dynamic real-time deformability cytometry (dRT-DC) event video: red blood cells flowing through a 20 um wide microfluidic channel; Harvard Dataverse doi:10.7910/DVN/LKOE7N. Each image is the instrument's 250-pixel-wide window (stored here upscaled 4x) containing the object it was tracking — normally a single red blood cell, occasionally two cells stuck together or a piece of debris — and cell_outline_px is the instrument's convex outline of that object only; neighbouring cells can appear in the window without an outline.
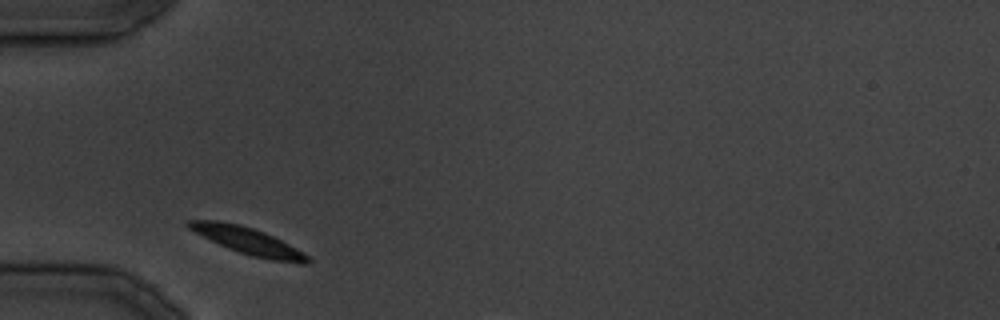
{"species": "common noctule bat (a hibernating species)", "species_latin": "Nyctalus noctula", "temperature_condition": "cold", "stored_images_in_passage": 13, "camera_frame_rate_fps": 3000, "um_per_image_px": 0.085, "animal": {"sex": "male", "body_mass_g": 19.5, "forearm_length_mm": 54.6}, "frame": {"image": 1, "passage_image": 1, "time_ms": 0.0, "image_size_px": [1000, 320], "cell_outline_px": [[312, 264], [300, 264], [272, 260], [252, 256], [228, 248], [188, 228], [184, 224], [188, 220], [216, 220], [240, 224], [264, 232], [304, 252], [312, 260]], "centroid_in_image_um": [21.13, 20.49], "position_along_channel_um": 63.9, "area_um2": 18.5}}
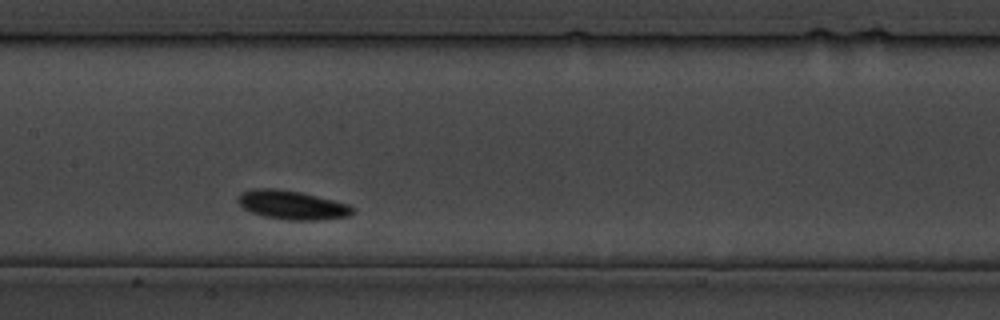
{"frame": {"image": 2, "passage_image": 8, "time_ms": 8.667, "image_size_px": [1000, 320], "cell_outline_px": [[356, 212], [348, 216], [320, 220], [284, 220], [264, 216], [252, 212], [244, 208], [236, 200], [240, 192], [252, 188], [276, 188], [300, 192], [352, 204], [356, 208]], "centroid_in_image_um": [24.87, 17.42], "position_along_channel_um": 182.5, "area_um2": 19.65}}
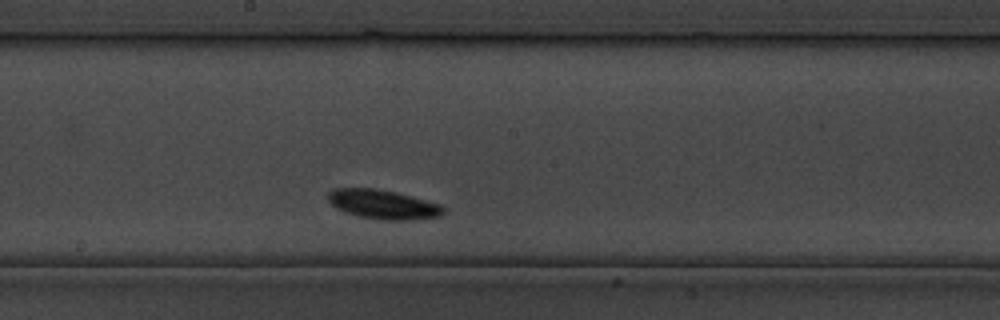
{"frame": {"image": 3, "passage_image": 10, "time_ms": 11.0, "image_size_px": [1000, 320], "cell_outline_px": [[444, 212], [440, 216], [412, 220], [376, 220], [344, 212], [336, 208], [328, 200], [328, 192], [332, 188], [376, 188], [396, 192], [440, 204], [444, 208]], "centroid_in_image_um": [32.53, 17.37], "position_along_channel_um": 215.7, "area_um2": 19.77}}